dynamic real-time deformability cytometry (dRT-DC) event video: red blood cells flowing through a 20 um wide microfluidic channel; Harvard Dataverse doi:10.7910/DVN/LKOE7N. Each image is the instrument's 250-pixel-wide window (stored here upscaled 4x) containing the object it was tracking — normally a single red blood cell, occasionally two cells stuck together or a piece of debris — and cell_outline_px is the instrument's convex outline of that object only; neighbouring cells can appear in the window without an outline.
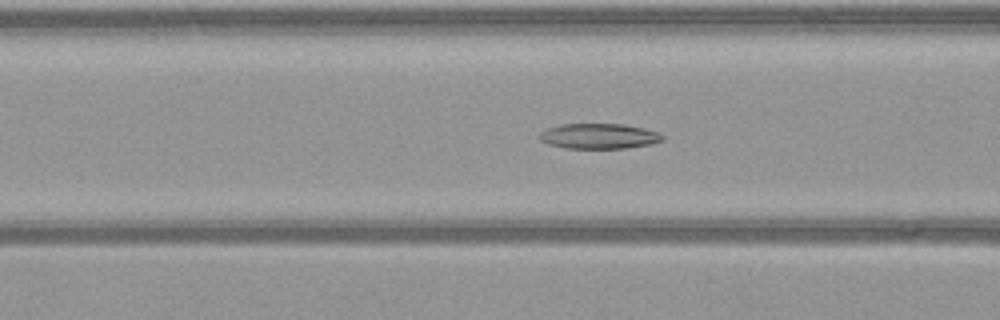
{"species": "common noctule bat (a hibernating species)", "species_latin": "Nyctalus noctula", "temperature_condition": "warm", "stored_images_in_passage": 54, "camera_frame_rate_fps": 3000, "um_per_image_px": 0.085, "animal": {"sex": "female", "body_mass_g": 21.9}, "frame": {"image": 1, "passage_image": 20, "time_ms": 6.333, "image_size_px": [1000, 320], "cell_outline_px": [[664, 140], [652, 144], [628, 148], [564, 148], [548, 144], [540, 140], [540, 132], [548, 128], [560, 124], [624, 124], [644, 128], [660, 132], [664, 136]], "centroid_in_image_um": [50.95, 11.57], "position_along_channel_um": 115.6, "area_um2": 18.26}}
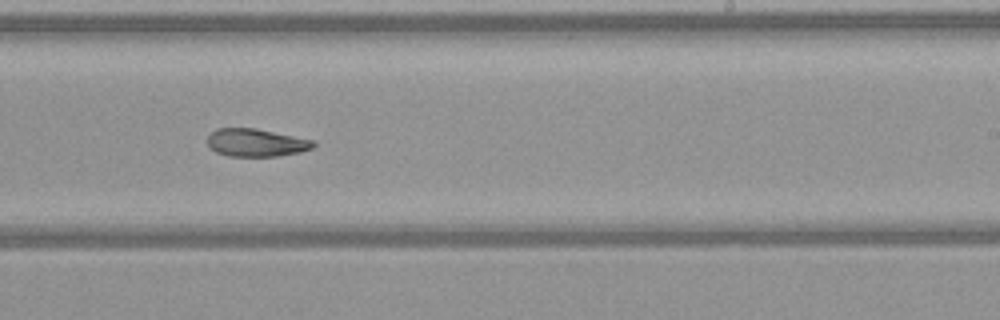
{"frame": {"image": 2, "passage_image": 32, "time_ms": 10.333, "image_size_px": [1000, 320], "cell_outline_px": [[316, 144], [312, 148], [300, 152], [276, 156], [228, 156], [216, 152], [208, 144], [208, 136], [216, 128], [256, 128], [316, 140]], "centroid_in_image_um": [21.8, 12.12], "position_along_channel_um": 267.2, "area_um2": 17.22}}
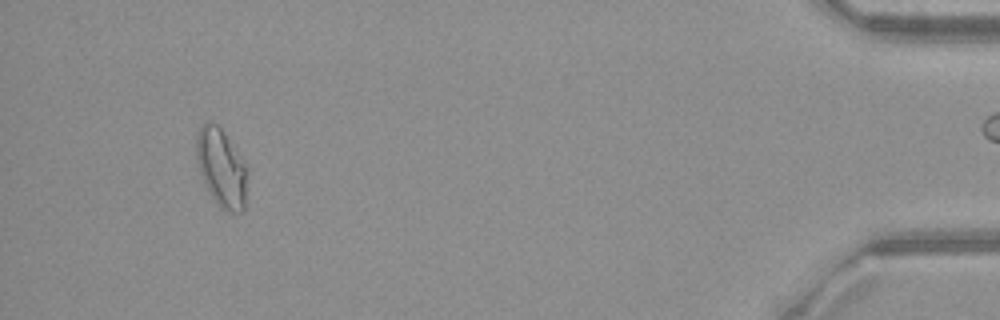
{"frame": {"image": 3, "passage_image": 50, "time_ms": 16.333, "image_size_px": [1000, 320], "cell_outline_px": [[248, 172], [244, 212], [232, 212], [220, 208], [216, 204], [200, 176], [196, 156], [196, 136], [200, 128], [208, 120], [216, 124], [220, 128], [248, 168]], "centroid_in_image_um": [18.82, 14.31], "position_along_channel_um": 416.4, "area_um2": 23.24}}